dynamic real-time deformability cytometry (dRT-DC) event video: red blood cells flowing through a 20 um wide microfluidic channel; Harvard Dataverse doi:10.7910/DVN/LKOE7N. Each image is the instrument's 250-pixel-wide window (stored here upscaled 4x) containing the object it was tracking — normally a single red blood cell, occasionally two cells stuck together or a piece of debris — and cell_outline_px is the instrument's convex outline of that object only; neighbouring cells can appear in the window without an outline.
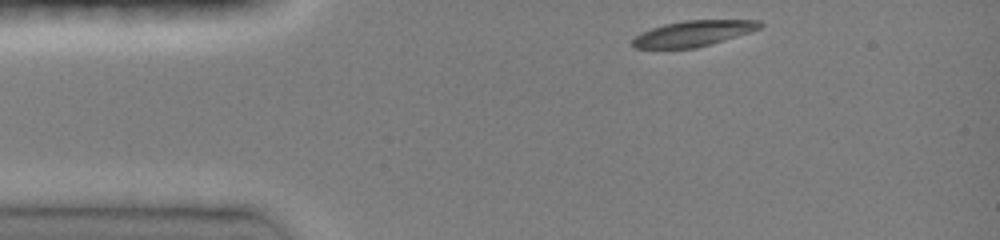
{"species": "common noctule bat (a hibernating species)", "species_latin": "Nyctalus noctula", "temperature_condition": "room temperature", "stored_images_in_passage": 35, "camera_frame_rate_fps": 3000, "um_per_image_px": 0.085, "animal": {"sex": "female", "body_mass_g": 19.0, "forearm_length_mm": 51.5}, "frame": {"image": 1, "passage_image": 1, "time_ms": 0.0, "image_size_px": [1000, 240], "cell_outline_px": [[764, 24], [760, 28], [752, 32], [696, 48], [636, 48], [632, 44], [632, 40], [636, 36], [652, 28], [664, 24], [684, 20], [760, 20]], "centroid_in_image_um": [58.98, 2.83], "position_along_channel_um": 26.0, "area_um2": 18.96}}
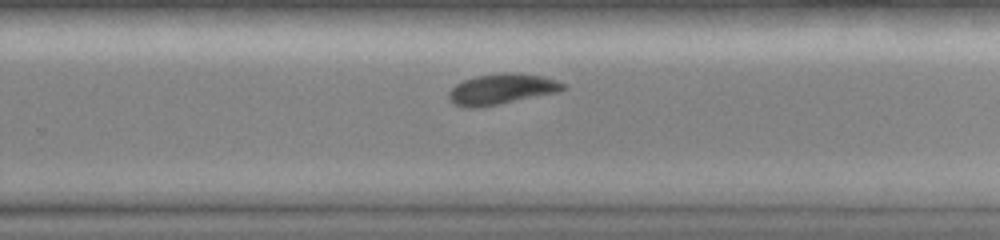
{"frame": {"image": 2, "passage_image": 24, "time_ms": 7.667, "image_size_px": [1000, 240], "cell_outline_px": [[564, 88], [560, 92], [500, 104], [476, 108], [464, 108], [452, 104], [448, 100], [448, 92], [456, 84], [464, 80], [476, 76], [500, 72], [512, 72], [544, 76], [556, 80], [564, 84]], "centroid_in_image_um": [42.6, 7.58], "position_along_channel_um": 287.2, "area_um2": 20.69}}
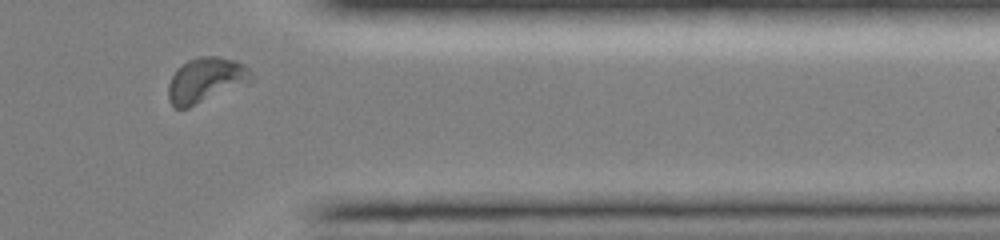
{"frame": {"image": 3, "passage_image": 32, "time_ms": 10.333, "image_size_px": [1000, 240], "cell_outline_px": [[252, 80], [248, 84], [188, 108], [176, 108], [168, 100], [168, 84], [172, 76], [188, 60], [200, 56], [216, 56], [236, 60], [244, 64], [252, 72]], "centroid_in_image_um": [17.53, 6.82], "position_along_channel_um": 393.9, "area_um2": 21.79}, "authors_computed_cell_mechanics": {"area_um2": 20.519, "velocity_mm_per_s": 4.056, "shape_relaxation_time_tau1_ms": 2.586, "shape_relaxation_time_tau2_ms": null, "deformation_change_tau1": 0.126, "deformation_change_tau2": null}}